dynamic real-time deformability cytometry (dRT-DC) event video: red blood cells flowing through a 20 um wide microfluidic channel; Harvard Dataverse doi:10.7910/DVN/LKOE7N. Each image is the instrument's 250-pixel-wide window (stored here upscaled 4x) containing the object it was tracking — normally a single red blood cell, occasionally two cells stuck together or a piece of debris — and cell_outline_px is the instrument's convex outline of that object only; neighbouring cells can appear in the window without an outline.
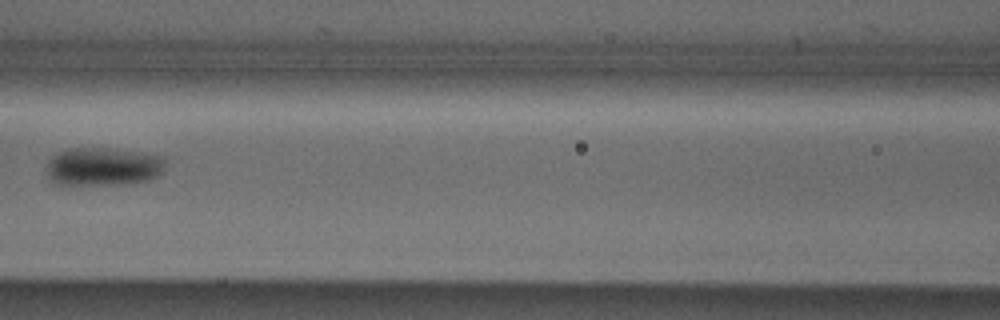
{"species": "Egyptian fruit bat (a non-hibernating species)", "species_latin": "Rousettus aegyptiacus", "temperature_condition": "cold", "stored_images_in_passage": 3, "camera_frame_rate_fps": 3000, "um_per_image_px": 0.085, "animal": {"sex": "male"}, "frame": {"image": 1, "passage_image": 3, "time_ms": 0.667, "image_size_px": [1000, 320], "cell_outline_px": [[164, 172], [148, 180], [132, 184], [60, 184], [52, 180], [48, 176], [48, 160], [52, 156], [68, 148], [108, 148], [164, 156]], "centroid_in_image_um": [8.8, 14.16], "position_along_channel_um": 157.8, "area_um2": 26.36}}